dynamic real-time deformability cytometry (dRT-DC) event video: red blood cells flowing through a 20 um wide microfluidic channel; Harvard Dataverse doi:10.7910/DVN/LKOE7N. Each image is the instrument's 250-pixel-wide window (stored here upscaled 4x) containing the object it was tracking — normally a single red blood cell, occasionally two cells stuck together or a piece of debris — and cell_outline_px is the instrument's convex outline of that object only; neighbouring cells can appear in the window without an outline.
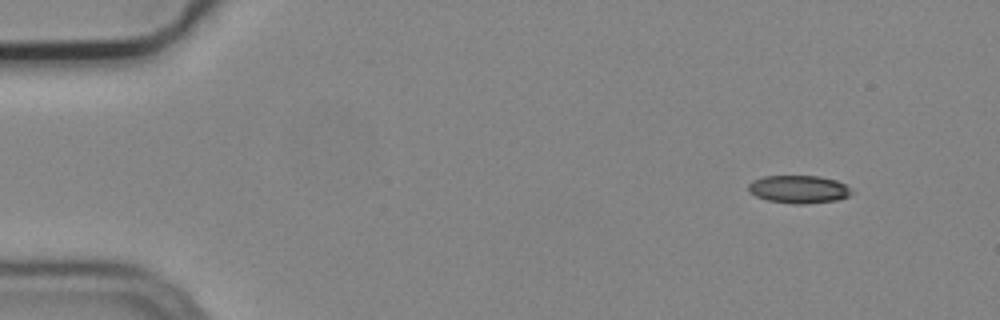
{"species": "common noctule bat (a hibernating species)", "species_latin": "Nyctalus noctula", "temperature_condition": "cold", "stored_images_in_passage": 5, "camera_frame_rate_fps": 3000, "um_per_image_px": 0.085, "animal": {"sex": "male", "body_mass_g": 19.2, "forearm_length_mm": 51.8}, "frame": {"image": 1, "passage_image": 1, "time_ms": 0.0, "image_size_px": [1000, 320], "cell_outline_px": [[852, 192], [848, 196], [836, 200], [804, 204], [796, 204], [768, 200], [756, 196], [748, 192], [748, 184], [752, 180], [764, 176], [820, 176], [836, 180], [844, 184]], "centroid_in_image_um": [67.85, 16.08], "position_along_channel_um": 17.2, "area_um2": 16.65}}